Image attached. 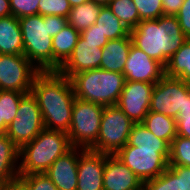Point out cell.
I'll use <instances>...</instances> for the list:
<instances>
[{"instance_id": "12", "label": "cell", "mask_w": 190, "mask_h": 190, "mask_svg": "<svg viewBox=\"0 0 190 190\" xmlns=\"http://www.w3.org/2000/svg\"><path fill=\"white\" fill-rule=\"evenodd\" d=\"M123 74L126 81L156 84L165 75V67L132 44Z\"/></svg>"}, {"instance_id": "1", "label": "cell", "mask_w": 190, "mask_h": 190, "mask_svg": "<svg viewBox=\"0 0 190 190\" xmlns=\"http://www.w3.org/2000/svg\"><path fill=\"white\" fill-rule=\"evenodd\" d=\"M31 93L37 99L45 128L67 133L76 98L70 79L58 71L39 72Z\"/></svg>"}, {"instance_id": "16", "label": "cell", "mask_w": 190, "mask_h": 190, "mask_svg": "<svg viewBox=\"0 0 190 190\" xmlns=\"http://www.w3.org/2000/svg\"><path fill=\"white\" fill-rule=\"evenodd\" d=\"M79 148L73 147L59 157L47 169L45 174L51 179L58 190H76L78 184Z\"/></svg>"}, {"instance_id": "20", "label": "cell", "mask_w": 190, "mask_h": 190, "mask_svg": "<svg viewBox=\"0 0 190 190\" xmlns=\"http://www.w3.org/2000/svg\"><path fill=\"white\" fill-rule=\"evenodd\" d=\"M19 176V147L0 133V188Z\"/></svg>"}, {"instance_id": "6", "label": "cell", "mask_w": 190, "mask_h": 190, "mask_svg": "<svg viewBox=\"0 0 190 190\" xmlns=\"http://www.w3.org/2000/svg\"><path fill=\"white\" fill-rule=\"evenodd\" d=\"M149 111L177 118L190 112V83L164 75L154 86Z\"/></svg>"}, {"instance_id": "21", "label": "cell", "mask_w": 190, "mask_h": 190, "mask_svg": "<svg viewBox=\"0 0 190 190\" xmlns=\"http://www.w3.org/2000/svg\"><path fill=\"white\" fill-rule=\"evenodd\" d=\"M0 54L24 55L19 19L13 15L0 18Z\"/></svg>"}, {"instance_id": "15", "label": "cell", "mask_w": 190, "mask_h": 190, "mask_svg": "<svg viewBox=\"0 0 190 190\" xmlns=\"http://www.w3.org/2000/svg\"><path fill=\"white\" fill-rule=\"evenodd\" d=\"M103 190H143V183L115 155L106 154Z\"/></svg>"}, {"instance_id": "10", "label": "cell", "mask_w": 190, "mask_h": 190, "mask_svg": "<svg viewBox=\"0 0 190 190\" xmlns=\"http://www.w3.org/2000/svg\"><path fill=\"white\" fill-rule=\"evenodd\" d=\"M39 72L24 55L0 54V90L30 93Z\"/></svg>"}, {"instance_id": "32", "label": "cell", "mask_w": 190, "mask_h": 190, "mask_svg": "<svg viewBox=\"0 0 190 190\" xmlns=\"http://www.w3.org/2000/svg\"><path fill=\"white\" fill-rule=\"evenodd\" d=\"M71 8L68 0H40L38 14L42 16H62L67 18Z\"/></svg>"}, {"instance_id": "37", "label": "cell", "mask_w": 190, "mask_h": 190, "mask_svg": "<svg viewBox=\"0 0 190 190\" xmlns=\"http://www.w3.org/2000/svg\"><path fill=\"white\" fill-rule=\"evenodd\" d=\"M80 36L86 42L100 43V48H103L109 42L106 36L100 32L95 24L91 25L88 29L80 32Z\"/></svg>"}, {"instance_id": "38", "label": "cell", "mask_w": 190, "mask_h": 190, "mask_svg": "<svg viewBox=\"0 0 190 190\" xmlns=\"http://www.w3.org/2000/svg\"><path fill=\"white\" fill-rule=\"evenodd\" d=\"M168 169L180 178L181 190H190V167L186 166H168Z\"/></svg>"}, {"instance_id": "7", "label": "cell", "mask_w": 190, "mask_h": 190, "mask_svg": "<svg viewBox=\"0 0 190 190\" xmlns=\"http://www.w3.org/2000/svg\"><path fill=\"white\" fill-rule=\"evenodd\" d=\"M115 156L142 183L158 177L169 166V148H138L126 144Z\"/></svg>"}, {"instance_id": "28", "label": "cell", "mask_w": 190, "mask_h": 190, "mask_svg": "<svg viewBox=\"0 0 190 190\" xmlns=\"http://www.w3.org/2000/svg\"><path fill=\"white\" fill-rule=\"evenodd\" d=\"M107 6L128 30L141 21L133 0H111Z\"/></svg>"}, {"instance_id": "14", "label": "cell", "mask_w": 190, "mask_h": 190, "mask_svg": "<svg viewBox=\"0 0 190 190\" xmlns=\"http://www.w3.org/2000/svg\"><path fill=\"white\" fill-rule=\"evenodd\" d=\"M101 60L102 48H100V43L86 42L80 36L71 56L59 68L58 72L70 78L79 72L99 69Z\"/></svg>"}, {"instance_id": "5", "label": "cell", "mask_w": 190, "mask_h": 190, "mask_svg": "<svg viewBox=\"0 0 190 190\" xmlns=\"http://www.w3.org/2000/svg\"><path fill=\"white\" fill-rule=\"evenodd\" d=\"M104 106L75 98L67 132L72 147L91 150L97 143Z\"/></svg>"}, {"instance_id": "23", "label": "cell", "mask_w": 190, "mask_h": 190, "mask_svg": "<svg viewBox=\"0 0 190 190\" xmlns=\"http://www.w3.org/2000/svg\"><path fill=\"white\" fill-rule=\"evenodd\" d=\"M141 124L157 138L165 140L169 145L177 136L176 119L167 115L148 111Z\"/></svg>"}, {"instance_id": "31", "label": "cell", "mask_w": 190, "mask_h": 190, "mask_svg": "<svg viewBox=\"0 0 190 190\" xmlns=\"http://www.w3.org/2000/svg\"><path fill=\"white\" fill-rule=\"evenodd\" d=\"M143 190H181L180 178L167 168L158 177L144 182Z\"/></svg>"}, {"instance_id": "2", "label": "cell", "mask_w": 190, "mask_h": 190, "mask_svg": "<svg viewBox=\"0 0 190 190\" xmlns=\"http://www.w3.org/2000/svg\"><path fill=\"white\" fill-rule=\"evenodd\" d=\"M24 56L40 71H53L52 37L68 25L62 16L39 14L19 18Z\"/></svg>"}, {"instance_id": "39", "label": "cell", "mask_w": 190, "mask_h": 190, "mask_svg": "<svg viewBox=\"0 0 190 190\" xmlns=\"http://www.w3.org/2000/svg\"><path fill=\"white\" fill-rule=\"evenodd\" d=\"M176 124L177 135L190 139V112L178 113Z\"/></svg>"}, {"instance_id": "44", "label": "cell", "mask_w": 190, "mask_h": 190, "mask_svg": "<svg viewBox=\"0 0 190 190\" xmlns=\"http://www.w3.org/2000/svg\"><path fill=\"white\" fill-rule=\"evenodd\" d=\"M91 1H93L98 5L107 6L111 0H91Z\"/></svg>"}, {"instance_id": "40", "label": "cell", "mask_w": 190, "mask_h": 190, "mask_svg": "<svg viewBox=\"0 0 190 190\" xmlns=\"http://www.w3.org/2000/svg\"><path fill=\"white\" fill-rule=\"evenodd\" d=\"M184 0H162L164 15H176Z\"/></svg>"}, {"instance_id": "24", "label": "cell", "mask_w": 190, "mask_h": 190, "mask_svg": "<svg viewBox=\"0 0 190 190\" xmlns=\"http://www.w3.org/2000/svg\"><path fill=\"white\" fill-rule=\"evenodd\" d=\"M102 7V5H98L91 0L72 7L67 16V22L74 29L82 32L95 24Z\"/></svg>"}, {"instance_id": "29", "label": "cell", "mask_w": 190, "mask_h": 190, "mask_svg": "<svg viewBox=\"0 0 190 190\" xmlns=\"http://www.w3.org/2000/svg\"><path fill=\"white\" fill-rule=\"evenodd\" d=\"M128 145L138 148H169L170 145L163 139L157 138L141 123L134 124L129 134Z\"/></svg>"}, {"instance_id": "19", "label": "cell", "mask_w": 190, "mask_h": 190, "mask_svg": "<svg viewBox=\"0 0 190 190\" xmlns=\"http://www.w3.org/2000/svg\"><path fill=\"white\" fill-rule=\"evenodd\" d=\"M130 34L109 42L102 48L100 69L123 73L132 45Z\"/></svg>"}, {"instance_id": "33", "label": "cell", "mask_w": 190, "mask_h": 190, "mask_svg": "<svg viewBox=\"0 0 190 190\" xmlns=\"http://www.w3.org/2000/svg\"><path fill=\"white\" fill-rule=\"evenodd\" d=\"M141 20L157 19L164 15L162 0H133Z\"/></svg>"}, {"instance_id": "41", "label": "cell", "mask_w": 190, "mask_h": 190, "mask_svg": "<svg viewBox=\"0 0 190 190\" xmlns=\"http://www.w3.org/2000/svg\"><path fill=\"white\" fill-rule=\"evenodd\" d=\"M0 190H30V187L20 176H18L0 188Z\"/></svg>"}, {"instance_id": "3", "label": "cell", "mask_w": 190, "mask_h": 190, "mask_svg": "<svg viewBox=\"0 0 190 190\" xmlns=\"http://www.w3.org/2000/svg\"><path fill=\"white\" fill-rule=\"evenodd\" d=\"M72 148L66 132L44 128L34 140L19 148V175L45 173Z\"/></svg>"}, {"instance_id": "34", "label": "cell", "mask_w": 190, "mask_h": 190, "mask_svg": "<svg viewBox=\"0 0 190 190\" xmlns=\"http://www.w3.org/2000/svg\"><path fill=\"white\" fill-rule=\"evenodd\" d=\"M40 0H10L11 15L23 18L38 14Z\"/></svg>"}, {"instance_id": "18", "label": "cell", "mask_w": 190, "mask_h": 190, "mask_svg": "<svg viewBox=\"0 0 190 190\" xmlns=\"http://www.w3.org/2000/svg\"><path fill=\"white\" fill-rule=\"evenodd\" d=\"M133 45L144 51L150 58L161 63V39L158 18L141 20L130 30Z\"/></svg>"}, {"instance_id": "27", "label": "cell", "mask_w": 190, "mask_h": 190, "mask_svg": "<svg viewBox=\"0 0 190 190\" xmlns=\"http://www.w3.org/2000/svg\"><path fill=\"white\" fill-rule=\"evenodd\" d=\"M26 93L0 90V133H5L14 120L21 98Z\"/></svg>"}, {"instance_id": "4", "label": "cell", "mask_w": 190, "mask_h": 190, "mask_svg": "<svg viewBox=\"0 0 190 190\" xmlns=\"http://www.w3.org/2000/svg\"><path fill=\"white\" fill-rule=\"evenodd\" d=\"M76 98L104 107L116 105L126 79L123 73L92 69L70 78Z\"/></svg>"}, {"instance_id": "8", "label": "cell", "mask_w": 190, "mask_h": 190, "mask_svg": "<svg viewBox=\"0 0 190 190\" xmlns=\"http://www.w3.org/2000/svg\"><path fill=\"white\" fill-rule=\"evenodd\" d=\"M134 123L117 105L104 107L94 152L115 155L128 142Z\"/></svg>"}, {"instance_id": "25", "label": "cell", "mask_w": 190, "mask_h": 190, "mask_svg": "<svg viewBox=\"0 0 190 190\" xmlns=\"http://www.w3.org/2000/svg\"><path fill=\"white\" fill-rule=\"evenodd\" d=\"M165 75L190 83V39L168 59L165 66Z\"/></svg>"}, {"instance_id": "22", "label": "cell", "mask_w": 190, "mask_h": 190, "mask_svg": "<svg viewBox=\"0 0 190 190\" xmlns=\"http://www.w3.org/2000/svg\"><path fill=\"white\" fill-rule=\"evenodd\" d=\"M79 37L80 32L69 24L52 37L53 71H58L71 56Z\"/></svg>"}, {"instance_id": "36", "label": "cell", "mask_w": 190, "mask_h": 190, "mask_svg": "<svg viewBox=\"0 0 190 190\" xmlns=\"http://www.w3.org/2000/svg\"><path fill=\"white\" fill-rule=\"evenodd\" d=\"M179 21L182 32L190 39V0H184L175 15Z\"/></svg>"}, {"instance_id": "11", "label": "cell", "mask_w": 190, "mask_h": 190, "mask_svg": "<svg viewBox=\"0 0 190 190\" xmlns=\"http://www.w3.org/2000/svg\"><path fill=\"white\" fill-rule=\"evenodd\" d=\"M155 84L126 81L116 105L134 123H142L150 108Z\"/></svg>"}, {"instance_id": "13", "label": "cell", "mask_w": 190, "mask_h": 190, "mask_svg": "<svg viewBox=\"0 0 190 190\" xmlns=\"http://www.w3.org/2000/svg\"><path fill=\"white\" fill-rule=\"evenodd\" d=\"M106 154L79 148L76 190H103Z\"/></svg>"}, {"instance_id": "17", "label": "cell", "mask_w": 190, "mask_h": 190, "mask_svg": "<svg viewBox=\"0 0 190 190\" xmlns=\"http://www.w3.org/2000/svg\"><path fill=\"white\" fill-rule=\"evenodd\" d=\"M161 39V64L165 67L168 59L174 55L189 39L181 30L175 15H162L158 18Z\"/></svg>"}, {"instance_id": "42", "label": "cell", "mask_w": 190, "mask_h": 190, "mask_svg": "<svg viewBox=\"0 0 190 190\" xmlns=\"http://www.w3.org/2000/svg\"><path fill=\"white\" fill-rule=\"evenodd\" d=\"M11 15L10 0H0V18Z\"/></svg>"}, {"instance_id": "26", "label": "cell", "mask_w": 190, "mask_h": 190, "mask_svg": "<svg viewBox=\"0 0 190 190\" xmlns=\"http://www.w3.org/2000/svg\"><path fill=\"white\" fill-rule=\"evenodd\" d=\"M95 25L108 40L127 37L130 34V30L111 12L108 6L102 7Z\"/></svg>"}, {"instance_id": "30", "label": "cell", "mask_w": 190, "mask_h": 190, "mask_svg": "<svg viewBox=\"0 0 190 190\" xmlns=\"http://www.w3.org/2000/svg\"><path fill=\"white\" fill-rule=\"evenodd\" d=\"M169 165L190 167V139L176 136L169 147Z\"/></svg>"}, {"instance_id": "35", "label": "cell", "mask_w": 190, "mask_h": 190, "mask_svg": "<svg viewBox=\"0 0 190 190\" xmlns=\"http://www.w3.org/2000/svg\"><path fill=\"white\" fill-rule=\"evenodd\" d=\"M30 187V190H58L45 173L19 175Z\"/></svg>"}, {"instance_id": "9", "label": "cell", "mask_w": 190, "mask_h": 190, "mask_svg": "<svg viewBox=\"0 0 190 190\" xmlns=\"http://www.w3.org/2000/svg\"><path fill=\"white\" fill-rule=\"evenodd\" d=\"M44 128L37 99L30 92L21 98L17 114L5 134L20 148L34 140Z\"/></svg>"}, {"instance_id": "43", "label": "cell", "mask_w": 190, "mask_h": 190, "mask_svg": "<svg viewBox=\"0 0 190 190\" xmlns=\"http://www.w3.org/2000/svg\"><path fill=\"white\" fill-rule=\"evenodd\" d=\"M71 7H75V6H78V5H81L83 3H86L87 1L89 0H68Z\"/></svg>"}]
</instances>
